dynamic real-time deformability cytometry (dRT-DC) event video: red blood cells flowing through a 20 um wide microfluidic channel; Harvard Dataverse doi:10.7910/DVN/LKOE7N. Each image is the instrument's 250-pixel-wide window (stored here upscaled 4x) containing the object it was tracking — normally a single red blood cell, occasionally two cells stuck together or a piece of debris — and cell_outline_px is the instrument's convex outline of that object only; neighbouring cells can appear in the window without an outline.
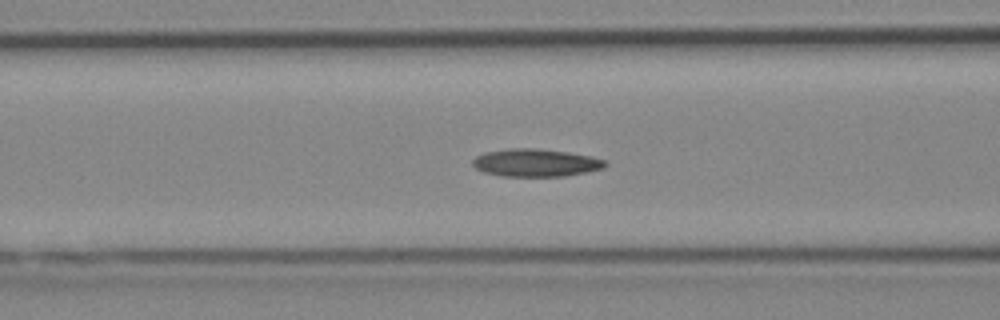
{"species": "Egyptian fruit bat (a non-hibernating species)", "species_latin": "Rousettus aegyptiacus", "temperature_condition": "cold", "stored_images_in_passage": 48, "camera_frame_rate_fps": 3000, "um_per_image_px": 0.085, "animal": {"sex": "female"}, "frame": {"image": 1, "passage_image": 16, "time_ms": 5.0, "image_size_px": [1000, 320], "cell_outline_px": [[608, 164], [604, 168], [588, 172], [564, 176], [504, 176], [484, 172], [476, 168], [472, 164], [472, 160], [476, 156], [484, 152], [508, 148], [536, 148], [568, 152], [588, 156], [604, 160]], "centroid_in_image_um": [45.52, 13.83], "position_along_channel_um": 121.1, "area_um2": 21.39}}
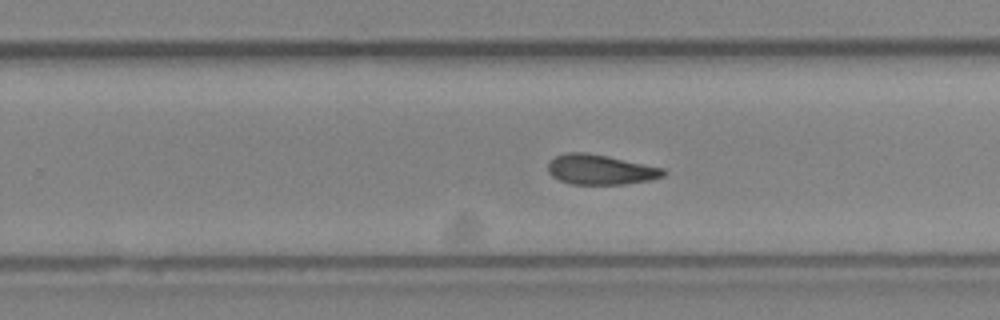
{"frame": {"image": 2, "passage_image": 28, "time_ms": 9.0, "image_size_px": [1000, 320], "cell_outline_px": [[668, 172], [664, 176], [648, 180], [624, 184], [572, 184], [560, 180], [552, 176], [548, 172], [548, 164], [556, 156], [568, 152], [584, 152], [608, 156], [664, 168]], "centroid_in_image_um": [51.05, 14.41], "position_along_channel_um": 278.7, "area_um2": 20.06}}
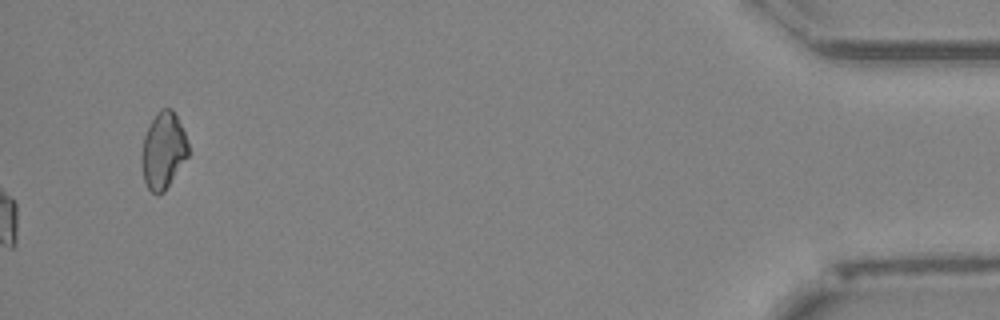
{"frame": {"image": 3, "passage_image": 48, "time_ms": 15.667, "image_size_px": [1000, 320], "cell_outline_px": [[188, 156], [164, 192], [152, 192], [148, 188], [144, 180], [140, 160], [140, 152], [144, 136], [156, 112], [160, 108], [172, 108], [184, 132], [188, 144]], "centroid_in_image_um": [13.85, 12.78], "position_along_channel_um": 421.3, "area_um2": 20.69}, "authors_computed_cell_mechanics": {"area_um2": 20.519, "velocity_mm_per_s": 3.966, "shape_relaxation_time_tau1_ms": null, "shape_relaxation_time_tau2_ms": 7.1565, "deformation_change_tau1": null, "deformation_change_tau2": 0.1454}}